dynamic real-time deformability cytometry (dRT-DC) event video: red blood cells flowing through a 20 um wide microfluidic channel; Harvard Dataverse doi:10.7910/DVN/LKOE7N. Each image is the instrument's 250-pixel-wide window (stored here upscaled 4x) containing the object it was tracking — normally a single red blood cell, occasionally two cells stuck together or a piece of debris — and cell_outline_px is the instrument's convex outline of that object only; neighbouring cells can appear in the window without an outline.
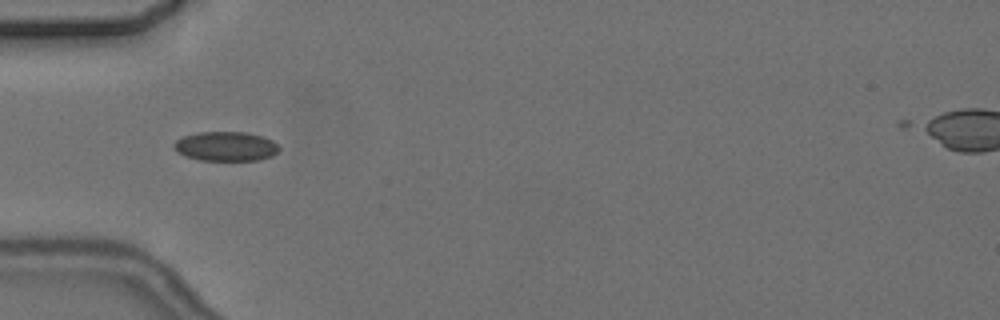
{"species": "common noctule bat (a hibernating species)", "species_latin": "Nyctalus noctula", "temperature_condition": "cold", "stored_images_in_passage": 6, "camera_frame_rate_fps": 3000, "um_per_image_px": 0.085, "animal": {"sex": "female", "body_mass_g": 24.6, "forearm_length_mm": 56.2}, "frame": {"image": 1, "passage_image": 4, "time_ms": 4.0, "image_size_px": [1000, 320], "cell_outline_px": [[280, 148], [272, 156], [260, 160], [200, 160], [184, 156], [176, 152], [172, 144], [176, 140], [184, 136], [200, 132], [244, 132], [264, 136], [272, 140]], "centroid_in_image_um": [19.18, 12.44], "position_along_channel_um": 65.8, "area_um2": 18.09}}
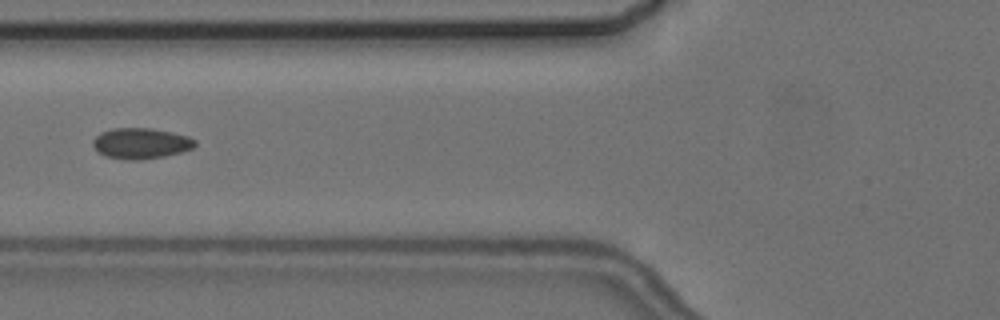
{"frame": {"image": 2, "passage_image": 5, "time_ms": 5.333, "image_size_px": [1000, 320], "cell_outline_px": [[196, 144], [192, 148], [180, 152], [164, 156], [140, 160], [124, 160], [104, 156], [92, 144], [92, 140], [100, 132], [112, 128], [148, 128], [172, 132], [188, 136], [196, 140]], "centroid_in_image_um": [11.95, 12.18], "position_along_channel_um": 113.8, "area_um2": 18.32}}
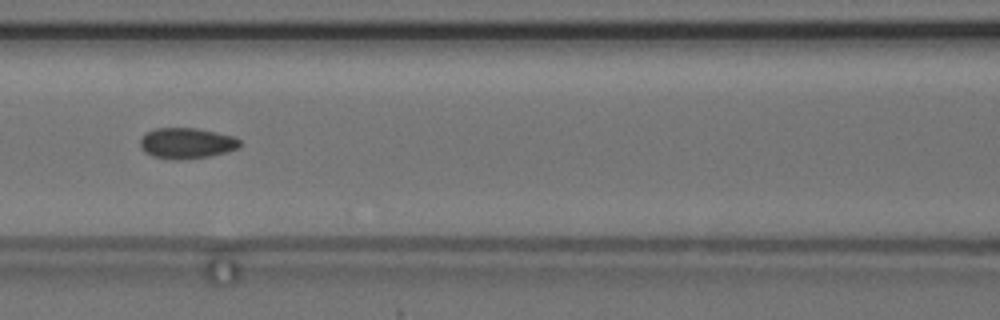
{"frame": {"image": 3, "passage_image": 6, "time_ms": 6.333, "image_size_px": [1000, 320], "cell_outline_px": [[240, 148], [228, 152], [208, 156], [176, 160], [172, 160], [152, 156], [144, 152], [140, 148], [140, 140], [148, 132], [156, 128], [196, 128], [216, 132], [232, 136], [240, 140]], "centroid_in_image_um": [15.87, 12.18], "position_along_channel_um": 150.7, "area_um2": 17.86}}